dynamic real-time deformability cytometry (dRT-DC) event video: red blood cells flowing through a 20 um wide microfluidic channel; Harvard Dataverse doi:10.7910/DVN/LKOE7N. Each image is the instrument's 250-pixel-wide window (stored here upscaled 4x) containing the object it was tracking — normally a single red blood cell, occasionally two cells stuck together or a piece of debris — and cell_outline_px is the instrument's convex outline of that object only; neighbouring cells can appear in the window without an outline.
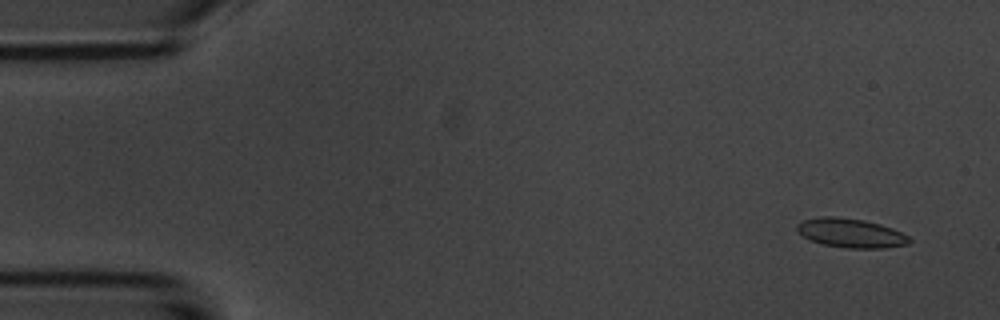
{"species": "common noctule bat (a hibernating species)", "species_latin": "Nyctalus noctula", "temperature_condition": "room temperature", "stored_images_in_passage": 53, "camera_frame_rate_fps": 3000, "um_per_image_px": 0.085, "animal": {"sex": "male", "body_mass_g": 20.1, "forearm_length_mm": 53.5}, "frame": {"image": 1, "passage_image": 2, "time_ms": 0.333, "image_size_px": [1000, 320], "cell_outline_px": [[912, 240], [908, 244], [884, 248], [848, 248], [824, 244], [808, 240], [796, 232], [796, 224], [804, 220], [824, 216], [836, 216], [864, 220], [880, 224], [892, 228], [908, 236]], "centroid_in_image_um": [72.29, 19.81], "position_along_channel_um": 12.7, "area_um2": 19.13}}
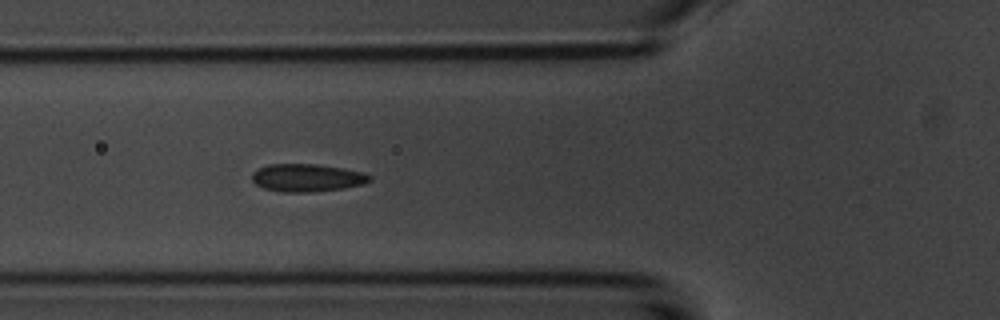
{"frame": {"image": 2, "passage_image": 18, "time_ms": 5.667, "image_size_px": [1000, 320], "cell_outline_px": [[372, 180], [364, 184], [344, 188], [308, 192], [280, 192], [264, 188], [256, 184], [252, 180], [252, 172], [268, 164], [316, 164], [364, 172], [372, 176]], "centroid_in_image_um": [26.11, 15.11], "position_along_channel_um": 99.7, "area_um2": 19.02}}
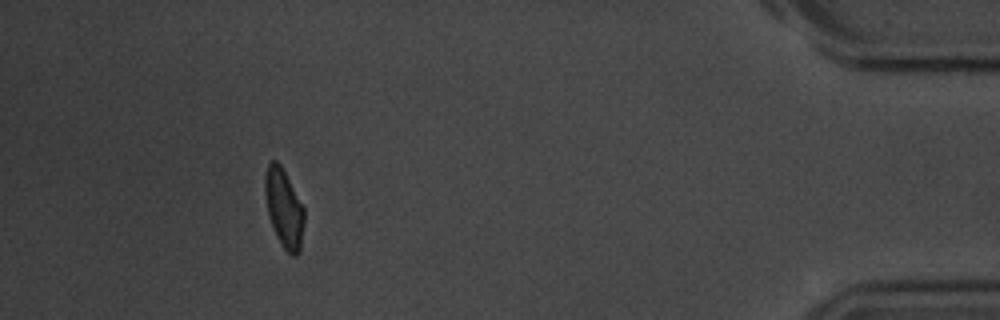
{"frame": {"image": 3, "passage_image": 48, "time_ms": 15.667, "image_size_px": [1000, 320], "cell_outline_px": [[304, 224], [300, 252], [296, 256], [292, 256], [280, 244], [276, 236], [268, 216], [264, 192], [264, 176], [268, 164], [272, 160], [276, 160], [280, 164], [304, 208]], "centroid_in_image_um": [24.12, 17.72], "position_along_channel_um": 411.1, "area_um2": 18.03}, "authors_computed_cell_mechanics": {"area_um2": 18.9006, "velocity_mm_per_s": 3.7115, "shape_relaxation_time_tau1_ms": 4.5175, "shape_relaxation_time_tau2_ms": 1.0949, "deformation_change_tau1": 0.1172, "deformation_change_tau2": 0.0651}}